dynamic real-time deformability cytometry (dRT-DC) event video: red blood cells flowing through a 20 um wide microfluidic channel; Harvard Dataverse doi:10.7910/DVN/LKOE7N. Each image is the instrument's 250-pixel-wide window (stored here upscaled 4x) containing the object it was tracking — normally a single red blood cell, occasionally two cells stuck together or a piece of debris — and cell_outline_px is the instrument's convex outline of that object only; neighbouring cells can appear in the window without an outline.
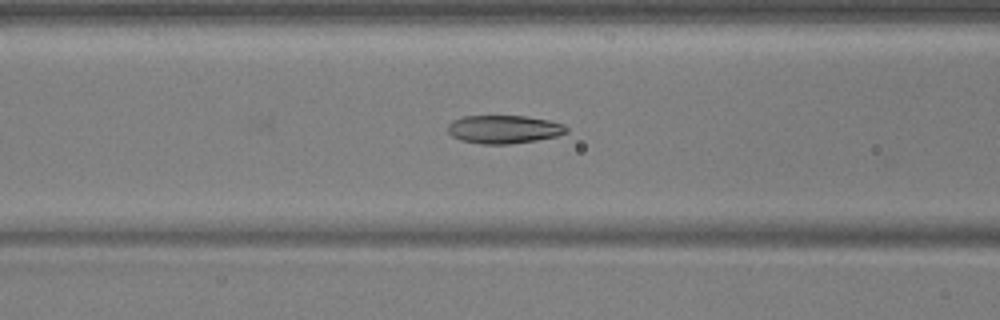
{"species": "common noctule bat (a hibernating species)", "species_latin": "Nyctalus noctula", "temperature_condition": "warm", "stored_images_in_passage": 31, "camera_frame_rate_fps": 3000, "um_per_image_px": 0.085, "animal": {"sex": "male", "body_mass_g": 17.9, "forearm_length_mm": 54.2}, "frame": {"image": 1, "passage_image": 12, "time_ms": 3.667, "image_size_px": [1000, 320], "cell_outline_px": [[568, 132], [556, 136], [536, 140], [508, 144], [480, 144], [460, 140], [452, 136], [448, 132], [448, 124], [452, 120], [464, 116], [528, 116], [548, 120], [564, 124], [568, 128]], "centroid_in_image_um": [42.82, 10.99], "position_along_channel_um": 123.8, "area_um2": 19.59}}
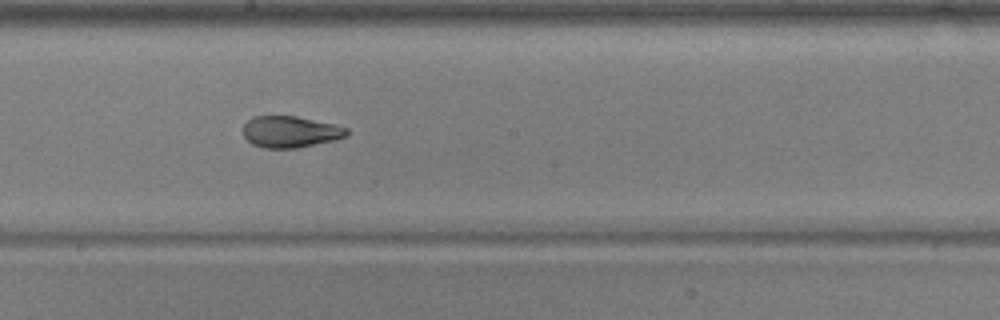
{"frame": {"image": 2, "passage_image": 20, "time_ms": 6.333, "image_size_px": [1000, 320], "cell_outline_px": [[348, 136], [336, 140], [296, 148], [264, 148], [252, 144], [244, 136], [244, 124], [252, 116], [296, 116], [332, 124], [348, 128]], "centroid_in_image_um": [24.68, 11.21], "position_along_channel_um": 223.5, "area_um2": 18.96}}
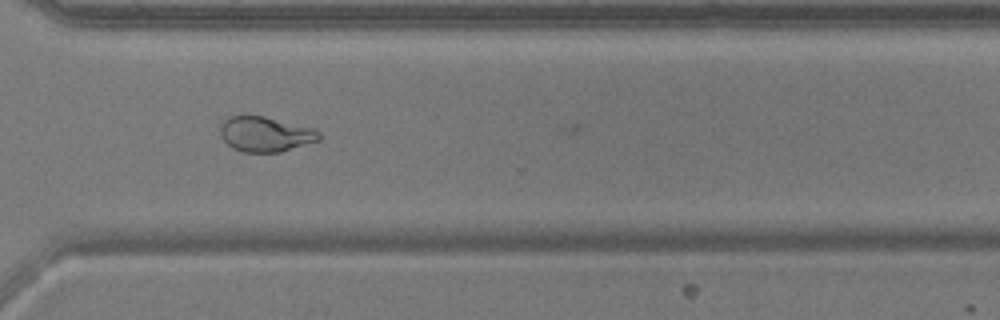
{"frame": {"image": 3, "passage_image": 30, "time_ms": 9.667, "image_size_px": [1000, 320], "cell_outline_px": [[320, 140], [280, 152], [244, 152], [232, 148], [220, 136], [220, 124], [228, 116], [264, 116], [316, 128], [320, 132]], "centroid_in_image_um": [22.57, 11.4], "position_along_channel_um": 348.0, "area_um2": 20.35}}